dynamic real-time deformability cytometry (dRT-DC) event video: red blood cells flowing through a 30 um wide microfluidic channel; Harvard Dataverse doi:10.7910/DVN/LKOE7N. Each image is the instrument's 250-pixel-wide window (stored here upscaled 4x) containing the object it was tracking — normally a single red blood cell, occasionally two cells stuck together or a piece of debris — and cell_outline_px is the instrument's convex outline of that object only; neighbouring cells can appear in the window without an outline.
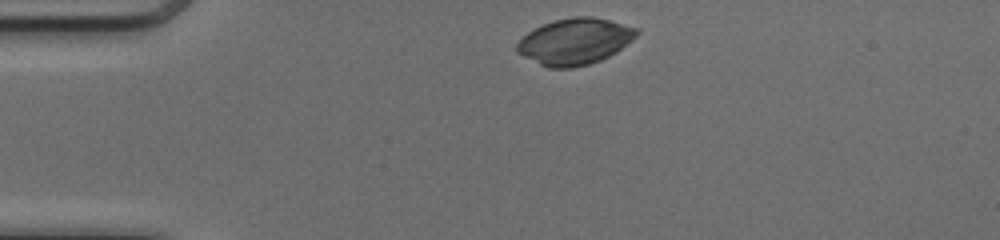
{"species": "common noctule bat (a hibernating species)", "species_latin": "Nyctalus noctula", "temperature_condition": "cold", "stored_images_in_passage": 40, "camera_frame_rate_fps": 3000, "um_per_image_px": 0.085, "animal": {"sex": "female", "body_mass_g": 17.0, "forearm_length_mm": 48.0}, "frame": {"image": 1, "passage_image": 1, "time_ms": 0.0, "image_size_px": [1000, 240], "cell_outline_px": [[640, 32], [632, 40], [616, 52], [600, 60], [588, 64], [572, 68], [548, 68], [516, 52], [516, 44], [528, 32], [544, 24], [556, 20], [572, 16], [592, 16], [640, 28]], "centroid_in_image_um": [48.88, 3.52], "position_along_channel_um": 36.1, "area_um2": 32.08}}
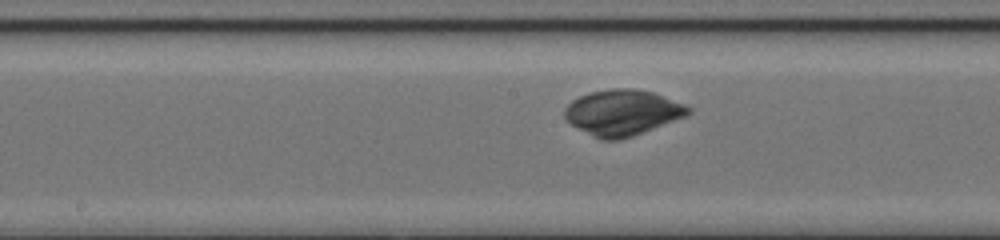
{"frame": {"image": 2, "passage_image": 16, "time_ms": 5.0, "image_size_px": [1000, 240], "cell_outline_px": [[692, 112], [684, 116], [632, 136], [620, 140], [600, 140], [592, 136], [572, 124], [564, 116], [564, 108], [572, 100], [588, 92], [612, 88], [632, 88], [652, 92], [684, 104], [692, 108]], "centroid_in_image_um": [52.88, 9.56], "position_along_channel_um": 195.3, "area_um2": 32.6}}
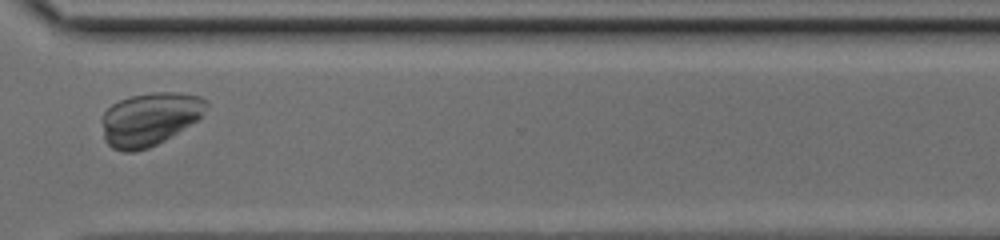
{"frame": {"image": 3, "passage_image": 28, "time_ms": 9.0, "image_size_px": [1000, 240], "cell_outline_px": [[208, 104], [200, 116], [196, 120], [164, 140], [148, 148], [136, 152], [124, 152], [112, 148], [104, 140], [104, 112], [112, 104], [128, 96], [152, 92], [176, 92], [200, 96], [208, 100]], "centroid_in_image_um": [12.71, 10.11], "position_along_channel_um": 357.9, "area_um2": 31.96}}